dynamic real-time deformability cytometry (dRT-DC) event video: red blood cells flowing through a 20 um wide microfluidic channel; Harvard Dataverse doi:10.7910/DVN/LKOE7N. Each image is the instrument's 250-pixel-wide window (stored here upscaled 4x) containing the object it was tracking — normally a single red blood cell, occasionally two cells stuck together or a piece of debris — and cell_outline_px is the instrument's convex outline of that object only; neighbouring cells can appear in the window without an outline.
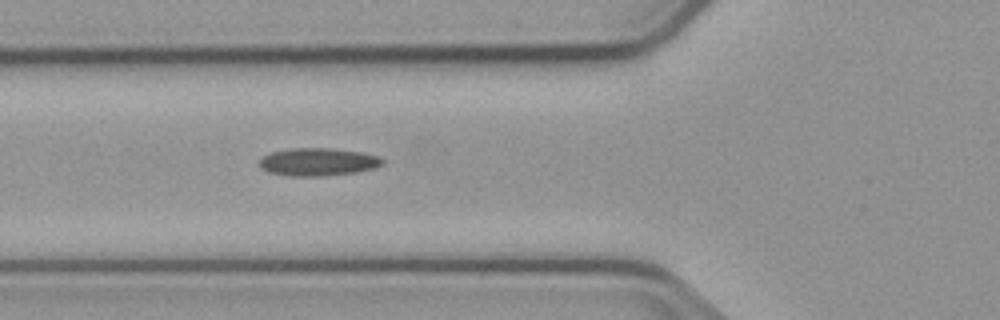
{"species": "common noctule bat (a hibernating species)", "species_latin": "Nyctalus noctula", "temperature_condition": "cold", "stored_images_in_passage": 5, "camera_frame_rate_fps": 3000, "um_per_image_px": 0.085, "animal": {"sex": "male", "body_mass_g": 23.1, "forearm_length_mm": 52.7}, "frame": {"image": 1, "passage_image": 5, "time_ms": 4.667, "image_size_px": [1000, 320], "cell_outline_px": [[384, 164], [376, 168], [356, 172], [320, 176], [292, 176], [268, 172], [260, 168], [260, 160], [264, 156], [272, 152], [292, 148], [328, 148], [360, 152], [380, 156], [384, 160]], "centroid_in_image_um": [27.06, 13.76], "position_along_channel_um": 98.7, "area_um2": 19.88}}